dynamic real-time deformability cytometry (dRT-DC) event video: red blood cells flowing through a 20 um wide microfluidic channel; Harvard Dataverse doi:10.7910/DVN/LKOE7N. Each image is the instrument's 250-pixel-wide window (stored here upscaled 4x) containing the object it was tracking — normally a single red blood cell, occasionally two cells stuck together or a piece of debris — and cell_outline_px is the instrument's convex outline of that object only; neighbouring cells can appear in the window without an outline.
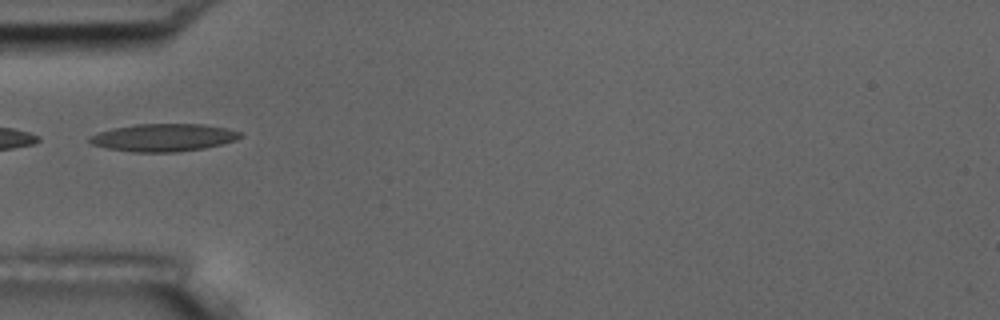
{"species": "common noctule bat (a hibernating species)", "species_latin": "Nyctalus noctula", "temperature_condition": "room temperature", "stored_images_in_passage": 14, "camera_frame_rate_fps": 3000, "um_per_image_px": 0.085, "animal": {"sex": "male", "body_mass_g": 17.5, "forearm_length_mm": 52.3}, "frame": {"image": 1, "passage_image": 5, "time_ms": 5.667, "image_size_px": [1000, 320], "cell_outline_px": [[244, 136], [236, 140], [204, 148], [176, 152], [132, 152], [108, 148], [92, 144], [88, 140], [88, 136], [112, 128], [136, 124], [204, 124], [228, 128], [240, 132]], "centroid_in_image_um": [13.91, 11.69], "position_along_channel_um": 71.1, "area_um2": 24.28}}
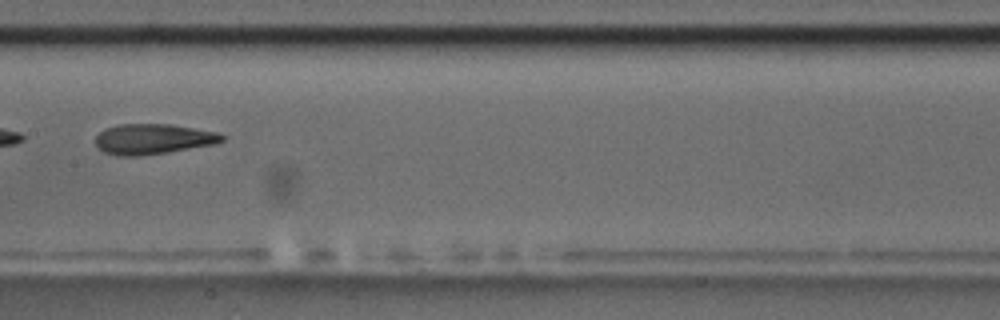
{"frame": {"image": 2, "passage_image": 8, "time_ms": 9.0, "image_size_px": [1000, 320], "cell_outline_px": [[224, 140], [216, 144], [164, 152], [136, 156], [116, 156], [104, 152], [96, 148], [96, 136], [104, 128], [120, 124], [172, 124], [220, 132], [224, 136]], "centroid_in_image_um": [13.0, 11.81], "position_along_channel_um": 194.4, "area_um2": 22.48}, "authors_computed_cell_mechanics": {"area_um2": 22.8021, "velocity_mm_per_s": 3.6967, "shape_relaxation_time_tau1_ms": 6.5525, "shape_relaxation_time_tau2_ms": 1.9773, "deformation_change_tau1": 0.1653, "deformation_change_tau2": 0.0962}}